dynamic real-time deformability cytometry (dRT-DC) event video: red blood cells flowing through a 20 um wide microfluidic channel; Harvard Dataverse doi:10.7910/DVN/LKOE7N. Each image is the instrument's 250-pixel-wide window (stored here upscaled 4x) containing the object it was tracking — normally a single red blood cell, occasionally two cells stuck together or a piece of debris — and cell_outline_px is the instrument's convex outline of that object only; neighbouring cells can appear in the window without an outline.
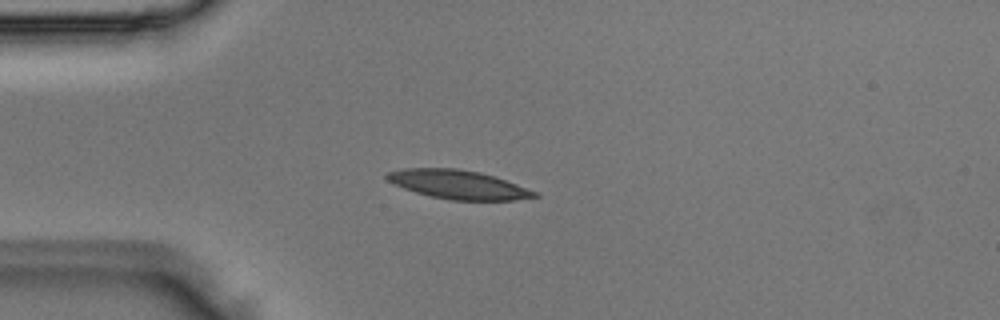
{"species": "Egyptian fruit bat (a non-hibernating species)", "species_latin": "Rousettus aegyptiacus", "temperature_condition": "room temperature", "stored_images_in_passage": 3, "camera_frame_rate_fps": 3000, "um_per_image_px": 0.085, "animal": {"sex": "male"}, "frame": {"image": 1, "passage_image": 3, "time_ms": 0.667, "image_size_px": [1000, 320], "cell_outline_px": [[540, 196], [512, 200], [452, 200], [432, 196], [416, 192], [404, 188], [388, 180], [384, 176], [388, 172], [404, 168], [456, 168], [480, 172], [540, 192]], "centroid_in_image_um": [38.97, 15.68], "position_along_channel_um": 46.0, "area_um2": 24.51}}